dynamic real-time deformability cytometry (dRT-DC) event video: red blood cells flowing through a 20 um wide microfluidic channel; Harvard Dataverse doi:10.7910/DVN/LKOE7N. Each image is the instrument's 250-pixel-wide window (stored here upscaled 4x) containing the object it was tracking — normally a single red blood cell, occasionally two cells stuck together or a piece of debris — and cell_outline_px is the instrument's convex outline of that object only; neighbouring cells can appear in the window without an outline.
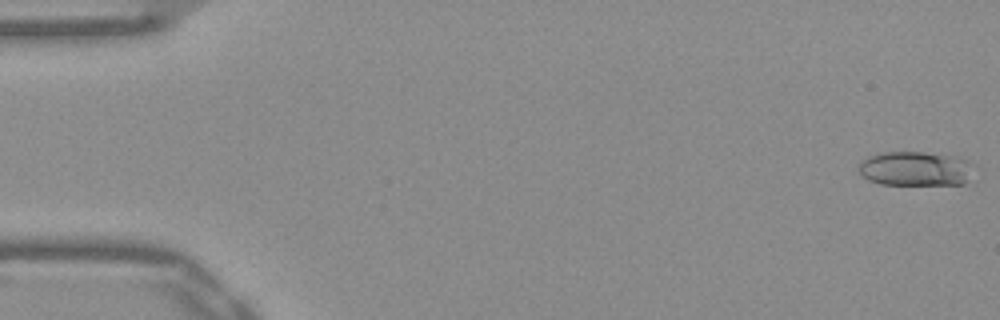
{"species": "Egyptian fruit bat (a non-hibernating species)", "species_latin": "Rousettus aegyptiacus", "temperature_condition": "warm", "stored_images_in_passage": 52, "camera_frame_rate_fps": 3000, "um_per_image_px": 0.085, "frame": {"image": 1, "passage_image": 1, "time_ms": 0.0, "image_size_px": [1000, 320], "cell_outline_px": [[976, 164], [964, 184], [880, 184], [868, 180], [856, 168], [864, 160], [872, 156], [884, 152], [924, 152], [952, 156], [968, 160]], "centroid_in_image_um": [77.84, 14.34], "position_along_channel_um": 7.2, "area_um2": 22.95}}
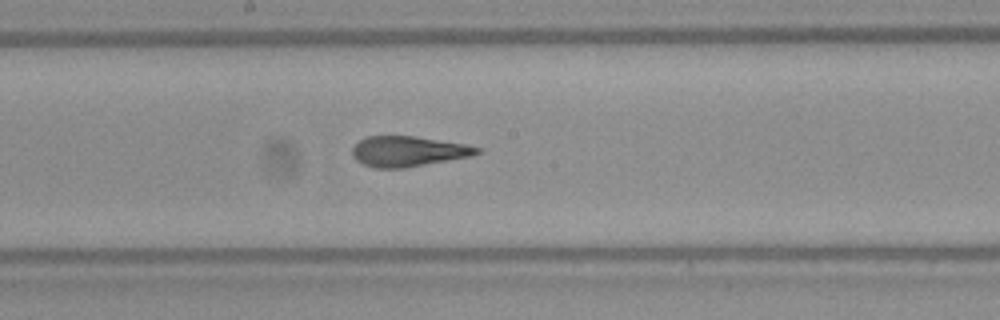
{"frame": {"image": 2, "passage_image": 28, "time_ms": 9.0, "image_size_px": [1000, 320], "cell_outline_px": [[480, 152], [472, 156], [404, 168], [376, 168], [364, 164], [356, 160], [352, 156], [352, 148], [360, 140], [368, 136], [416, 136], [464, 144], [480, 148]], "centroid_in_image_um": [34.67, 12.86], "position_along_channel_um": 213.5, "area_um2": 21.91}}
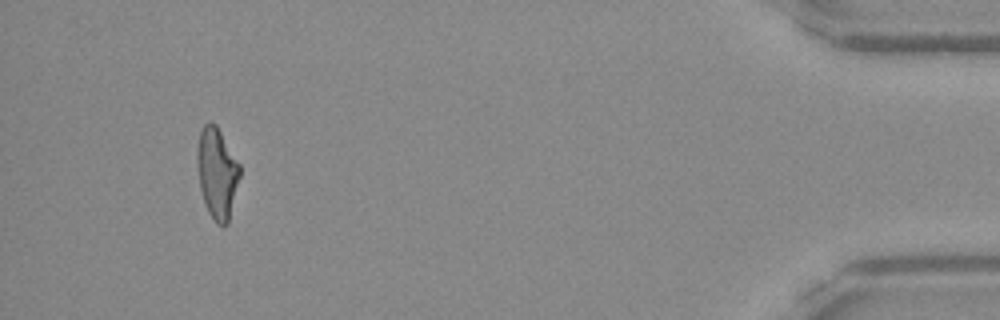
{"frame": {"image": 3, "passage_image": 49, "time_ms": 16.0, "image_size_px": [1000, 320], "cell_outline_px": [[240, 176], [228, 224], [216, 224], [208, 212], [200, 188], [196, 160], [196, 148], [200, 132], [204, 124], [208, 120], [212, 120], [216, 124], [240, 164]], "centroid_in_image_um": [18.44, 14.66], "position_along_channel_um": 416.8, "area_um2": 22.72}, "authors_computed_cell_mechanics": {"area_um2": 22.542, "velocity_mm_per_s": 3.9056, "shape_relaxation_time_tau1_ms": null, "shape_relaxation_time_tau2_ms": 1.3916, "deformation_change_tau1": null, "deformation_change_tau2": 0.1}}